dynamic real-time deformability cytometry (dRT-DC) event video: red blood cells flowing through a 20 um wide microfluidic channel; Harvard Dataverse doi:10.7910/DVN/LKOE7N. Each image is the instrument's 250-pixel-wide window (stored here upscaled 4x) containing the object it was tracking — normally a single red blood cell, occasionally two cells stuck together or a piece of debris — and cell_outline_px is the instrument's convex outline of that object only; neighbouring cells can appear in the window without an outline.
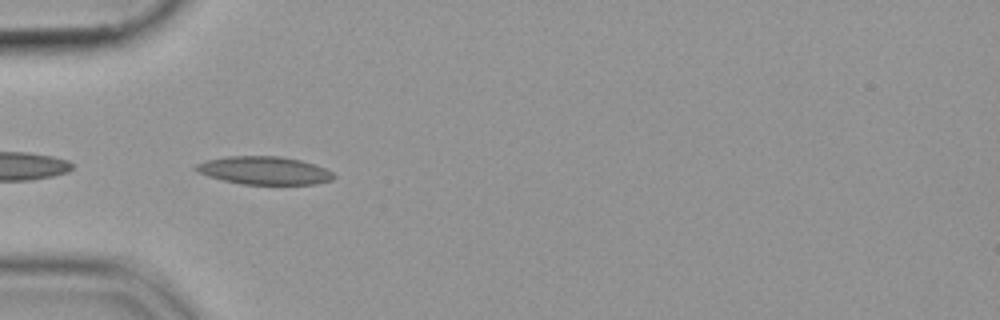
{"species": "common noctule bat (a hibernating species)", "species_latin": "Nyctalus noctula", "temperature_condition": "cold", "stored_images_in_passage": 38, "camera_frame_rate_fps": 3000, "um_per_image_px": 0.085, "animal": {"sex": "female", "body_mass_g": 19.9}, "frame": {"image": 1, "passage_image": 1, "time_ms": 0.0, "image_size_px": [1000, 320], "cell_outline_px": [[336, 176], [332, 180], [316, 184], [240, 184], [208, 176], [192, 168], [196, 164], [208, 160], [228, 156], [280, 156], [300, 160], [316, 164], [332, 172]], "centroid_in_image_um": [22.48, 14.49], "position_along_channel_um": 62.5, "area_um2": 22.43}}
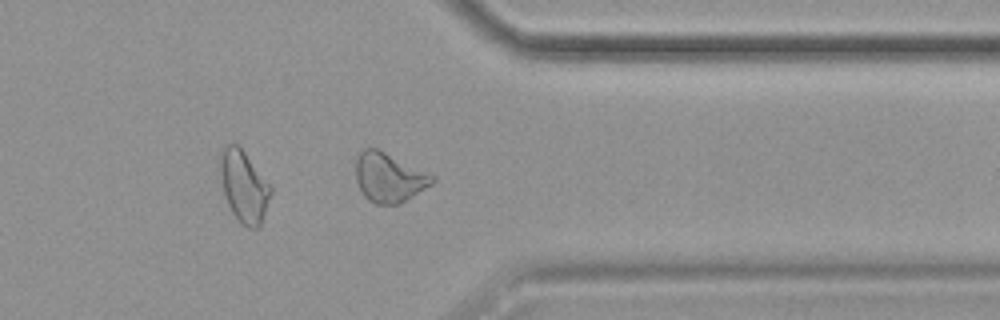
{"frame": {"image": 2, "passage_image": 27, "time_ms": 8.667, "image_size_px": [1000, 320], "cell_outline_px": [[436, 180], [432, 184], [412, 196], [396, 204], [376, 204], [368, 200], [364, 196], [356, 180], [356, 160], [360, 152], [364, 148], [376, 148], [436, 176]], "centroid_in_image_um": [33.06, 15.08], "position_along_channel_um": 378.3, "area_um2": 21.68}}
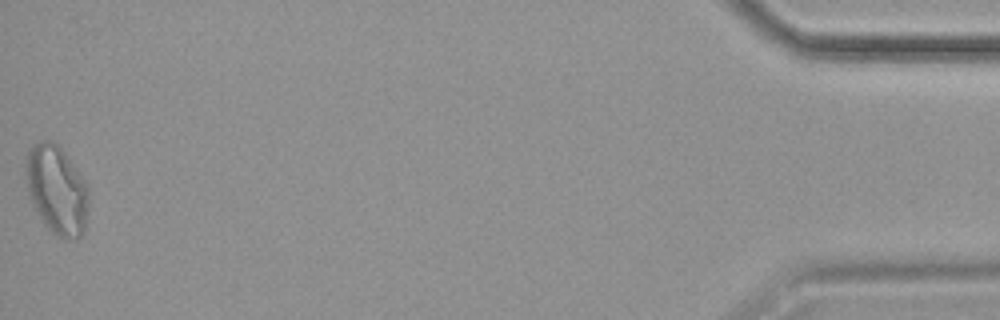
{"frame": {"image": 3, "passage_image": 38, "time_ms": 12.333, "image_size_px": [1000, 320], "cell_outline_px": [[88, 204], [84, 228], [80, 236], [76, 240], [64, 240], [56, 236], [44, 224], [32, 204], [28, 196], [28, 152], [32, 144], [40, 140], [52, 140], [64, 152], [88, 184]], "centroid_in_image_um": [4.85, 16.17], "position_along_channel_um": 430.3, "area_um2": 32.25}}